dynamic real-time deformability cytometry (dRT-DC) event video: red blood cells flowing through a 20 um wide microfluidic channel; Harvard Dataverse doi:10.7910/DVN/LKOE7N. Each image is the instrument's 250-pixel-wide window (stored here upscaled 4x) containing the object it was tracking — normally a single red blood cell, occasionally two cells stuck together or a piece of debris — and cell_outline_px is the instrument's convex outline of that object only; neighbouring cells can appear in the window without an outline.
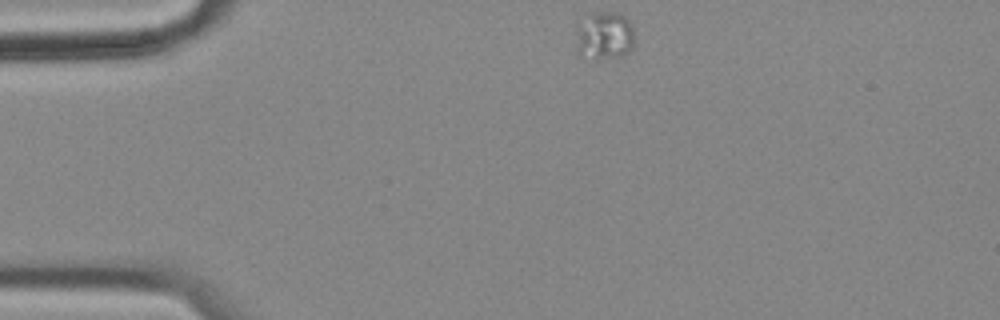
{"species": "common noctule bat (a hibernating species)", "species_latin": "Nyctalus noctula", "temperature_condition": "cold", "stored_images_in_passage": 48, "camera_frame_rate_fps": 3000, "um_per_image_px": 0.085, "animal": {"sex": "female", "body_mass_g": 18.4}, "frame": {"image": 1, "passage_image": 1, "time_ms": 0.0, "image_size_px": [1000, 320], "cell_outline_px": [[632, 48], [628, 52], [620, 56], [596, 60], [584, 60], [576, 52], [576, 28], [588, 12], [616, 12], [624, 16], [628, 20], [632, 28]], "centroid_in_image_um": [51.29, 3.06], "position_along_channel_um": 33.7, "area_um2": 16.88}}
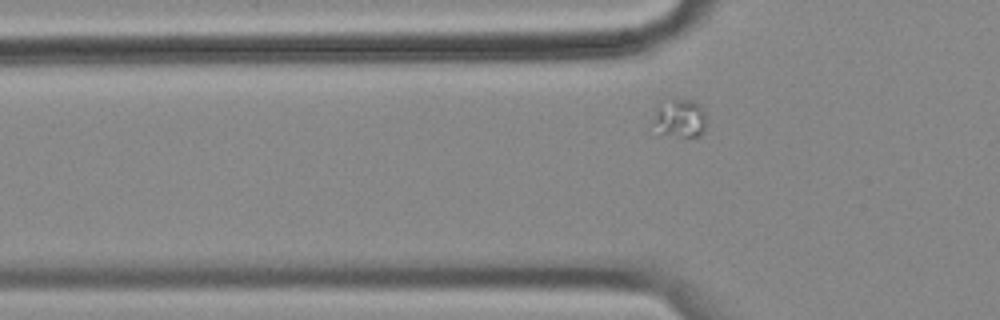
{"frame": {"image": 2, "passage_image": 8, "time_ms": 2.333, "image_size_px": [1000, 320], "cell_outline_px": [[704, 132], [700, 136], [656, 136], [648, 132], [648, 128], [656, 108], [668, 96], [672, 96], [692, 100], [700, 104], [704, 112]], "centroid_in_image_um": [57.6, 10.06], "position_along_channel_um": 68.2, "area_um2": 13.24}}
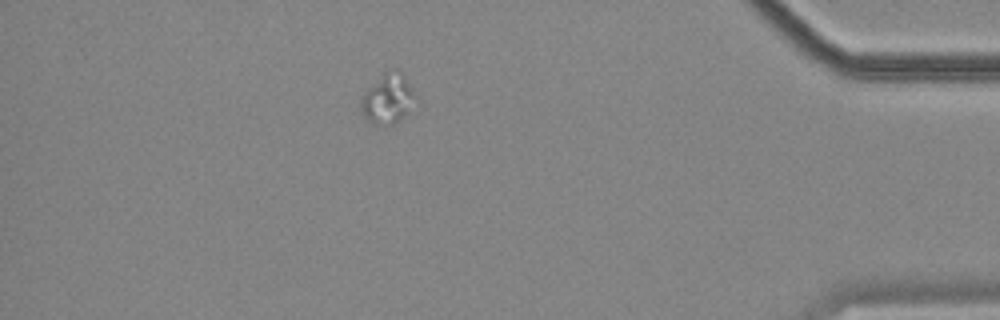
{"frame": {"image": 3, "passage_image": 41, "time_ms": 13.333, "image_size_px": [1000, 320], "cell_outline_px": [[416, 96], [404, 112], [392, 124], [372, 124], [360, 112], [360, 100], [364, 92], [384, 72], [400, 68], [412, 88]], "centroid_in_image_um": [32.9, 8.34], "position_along_channel_um": 402.3, "area_um2": 15.26}}